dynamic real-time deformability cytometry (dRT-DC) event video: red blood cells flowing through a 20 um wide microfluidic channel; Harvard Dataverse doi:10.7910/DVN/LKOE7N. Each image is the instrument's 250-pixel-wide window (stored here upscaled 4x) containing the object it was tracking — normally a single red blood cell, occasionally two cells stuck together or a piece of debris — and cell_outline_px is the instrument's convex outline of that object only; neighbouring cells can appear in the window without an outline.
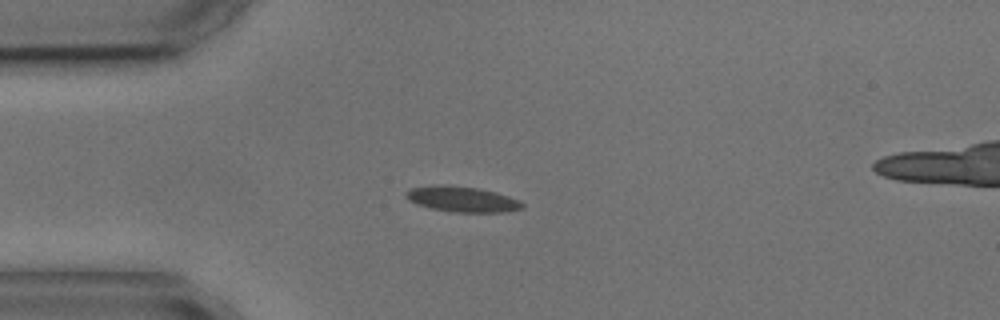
{"species": "common noctule bat (a hibernating species)", "species_latin": "Nyctalus noctula", "temperature_condition": "cold", "stored_images_in_passage": 6, "camera_frame_rate_fps": 3000, "um_per_image_px": 0.085, "animal": {"sex": "male", "body_mass_g": 17.9, "forearm_length_mm": 54.2}, "frame": {"image": 1, "passage_image": 5, "time_ms": 6.0, "image_size_px": [1000, 320], "cell_outline_px": [[524, 208], [504, 212], [452, 212], [432, 208], [416, 204], [408, 200], [404, 196], [404, 192], [412, 188], [448, 184], [480, 188], [496, 192], [520, 200], [524, 204]], "centroid_in_image_um": [39.29, 16.93], "position_along_channel_um": 45.7, "area_um2": 17.4}}